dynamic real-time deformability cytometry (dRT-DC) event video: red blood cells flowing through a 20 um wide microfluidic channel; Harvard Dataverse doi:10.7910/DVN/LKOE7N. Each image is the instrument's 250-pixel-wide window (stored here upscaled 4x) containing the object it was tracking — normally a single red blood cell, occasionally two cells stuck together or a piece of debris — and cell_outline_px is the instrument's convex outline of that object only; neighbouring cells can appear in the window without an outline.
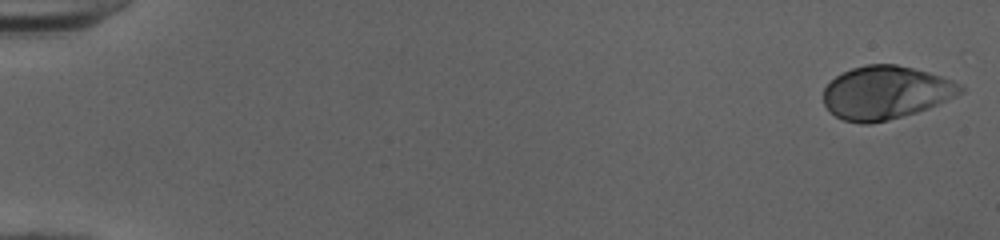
{"species": "human", "species_latin": "Homo sapiens", "temperature_condition": "cold", "stored_images_in_passage": 51, "camera_frame_rate_fps": 3000, "um_per_image_px": 0.085, "donor": {"sex": "female"}, "frame": {"image": 1, "passage_image": 1, "time_ms": 0.0, "image_size_px": [1000, 240], "cell_outline_px": [[964, 92], [956, 96], [928, 108], [916, 112], [888, 120], [868, 124], [860, 124], [844, 120], [836, 116], [824, 104], [824, 88], [836, 76], [852, 68], [868, 64], [896, 64], [928, 72], [952, 80], [960, 84], [964, 88]], "centroid_in_image_um": [75.3, 7.87], "position_along_channel_um": 9.7, "area_um2": 42.19}}
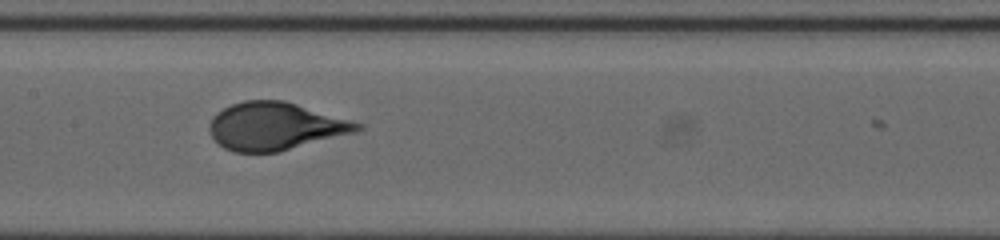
{"frame": {"image": 2, "passage_image": 27, "time_ms": 8.667, "image_size_px": [1000, 240], "cell_outline_px": [[364, 128], [356, 132], [280, 152], [236, 152], [224, 148], [212, 136], [208, 128], [208, 124], [212, 116], [216, 112], [232, 104], [244, 100], [284, 100], [352, 120], [364, 124]], "centroid_in_image_um": [23.41, 10.73], "position_along_channel_um": 184.0, "area_um2": 41.33}}
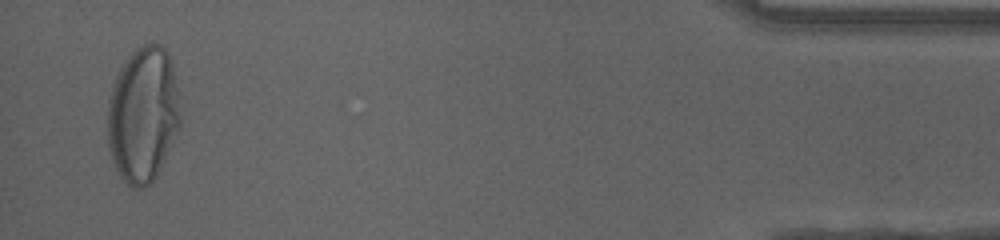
{"frame": {"image": 3, "passage_image": 50, "time_ms": 16.333, "image_size_px": [1000, 240], "cell_outline_px": [[180, 124], [156, 176], [144, 188], [132, 188], [120, 176], [112, 160], [108, 148], [108, 100], [112, 84], [120, 68], [128, 56], [136, 48], [144, 44], [160, 44], [168, 52], [172, 60], [180, 96]], "centroid_in_image_um": [12.16, 9.7], "position_along_channel_um": 423.0, "area_um2": 57.74}}